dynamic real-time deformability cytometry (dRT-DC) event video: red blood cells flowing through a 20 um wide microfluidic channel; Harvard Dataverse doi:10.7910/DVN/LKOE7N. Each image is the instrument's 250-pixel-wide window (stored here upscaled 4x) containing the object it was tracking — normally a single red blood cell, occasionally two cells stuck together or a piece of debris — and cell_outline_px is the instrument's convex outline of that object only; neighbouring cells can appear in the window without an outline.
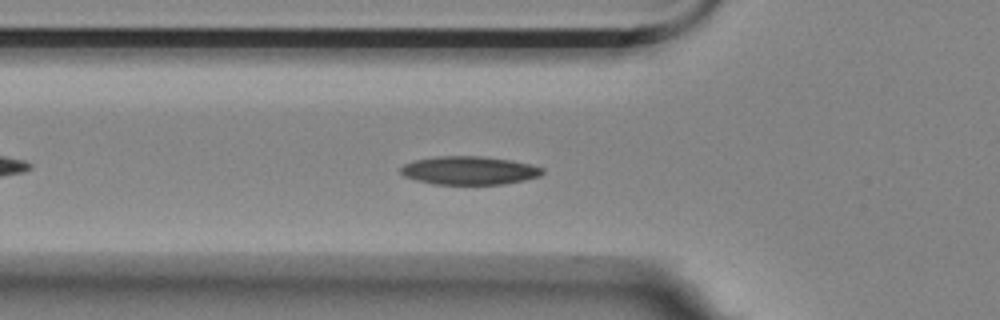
{"species": "Egyptian fruit bat (a non-hibernating species)", "species_latin": "Rousettus aegyptiacus", "temperature_condition": "room temperature", "stored_images_in_passage": 48, "segment_of_instrument_passage": [1, 2], "camera_frame_rate_fps": 3000, "um_per_image_px": 0.085, "animal": {"sex": "female"}, "frame": {"image": 1, "passage_image": 9, "time_ms": 2.667, "image_size_px": [1000, 320], "cell_outline_px": [[544, 172], [540, 176], [524, 180], [504, 184], [432, 184], [416, 180], [404, 176], [400, 172], [400, 168], [404, 164], [416, 160], [436, 156], [480, 156], [512, 160], [544, 168]], "centroid_in_image_um": [39.88, 14.49], "position_along_channel_um": 85.9, "area_um2": 23.41}}
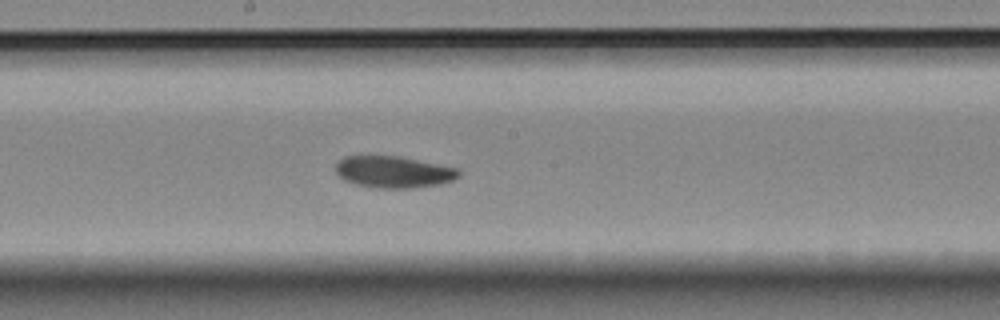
{"frame": {"image": 2, "passage_image": 20, "time_ms": 6.333, "image_size_px": [1000, 320], "cell_outline_px": [[460, 176], [452, 180], [440, 184], [412, 188], [376, 188], [356, 184], [344, 180], [336, 172], [336, 164], [344, 156], [400, 156], [460, 168]], "centroid_in_image_um": [33.49, 14.61], "position_along_channel_um": 214.7, "area_um2": 22.83}}
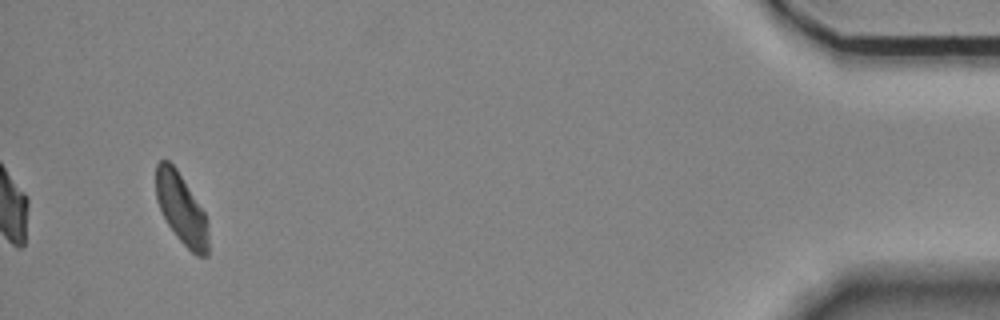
{"frame": {"image": 3, "passage_image": 44, "time_ms": 14.333, "image_size_px": [1000, 320], "cell_outline_px": [[208, 256], [196, 256], [176, 236], [168, 224], [156, 200], [156, 164], [160, 160], [168, 160], [176, 168], [204, 212], [208, 236]], "centroid_in_image_um": [15.4, 17.75], "position_along_channel_um": 419.8, "area_um2": 21.1}}